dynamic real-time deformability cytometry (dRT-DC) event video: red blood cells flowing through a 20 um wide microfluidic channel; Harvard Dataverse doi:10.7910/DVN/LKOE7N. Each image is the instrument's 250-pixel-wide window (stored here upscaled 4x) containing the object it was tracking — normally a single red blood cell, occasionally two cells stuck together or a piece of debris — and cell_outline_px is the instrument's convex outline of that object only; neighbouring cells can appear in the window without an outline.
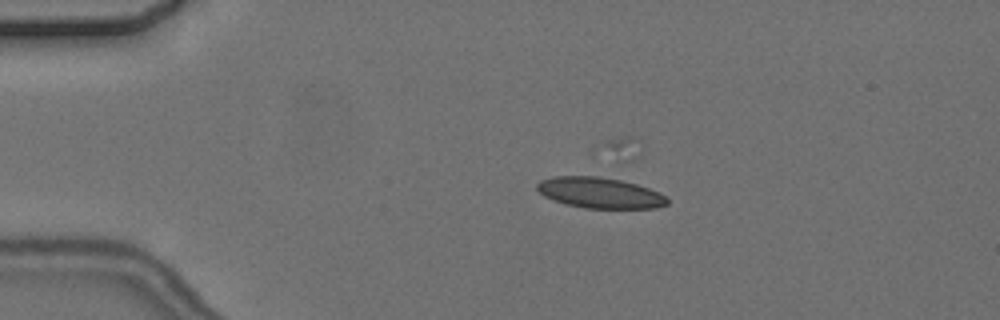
{"species": "common noctule bat (a hibernating species)", "species_latin": "Nyctalus noctula", "temperature_condition": "cold", "stored_images_in_passage": 10, "camera_frame_rate_fps": 3000, "um_per_image_px": 0.085, "animal": {"sex": "female", "body_mass_g": 24.6, "forearm_length_mm": 56.2}, "frame": {"image": 1, "passage_image": 4, "time_ms": 4.333, "image_size_px": [1000, 320], "cell_outline_px": [[668, 204], [656, 208], [584, 208], [564, 204], [544, 196], [536, 188], [536, 184], [540, 180], [552, 176], [592, 172], [636, 184], [660, 192], [668, 200]], "centroid_in_image_um": [50.92, 16.33], "position_along_channel_um": 34.1, "area_um2": 24.33}}
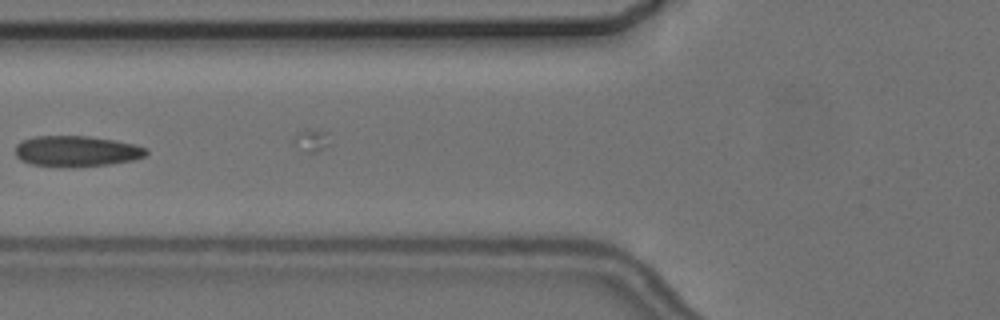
{"frame": {"image": 2, "passage_image": 7, "time_ms": 8.0, "image_size_px": [1000, 320], "cell_outline_px": [[148, 152], [144, 156], [132, 160], [108, 164], [32, 164], [20, 160], [16, 156], [16, 144], [20, 140], [36, 136], [88, 136], [112, 140], [132, 144], [148, 148]], "centroid_in_image_um": [6.48, 12.8], "position_along_channel_um": 119.3, "area_um2": 22.43}}
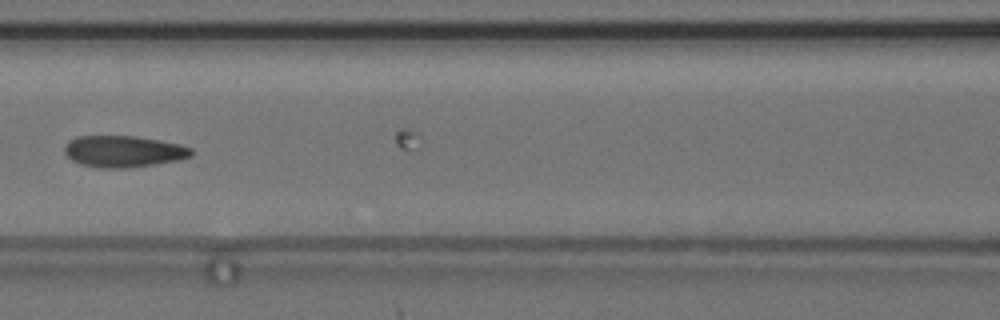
{"frame": {"image": 3, "passage_image": 8, "time_ms": 9.0, "image_size_px": [1000, 320], "cell_outline_px": [[192, 156], [176, 160], [152, 164], [124, 168], [104, 168], [80, 164], [72, 160], [64, 152], [64, 148], [68, 140], [76, 136], [136, 136], [160, 140], [180, 144], [192, 148]], "centroid_in_image_um": [10.47, 12.85], "position_along_channel_um": 156.1, "area_um2": 23.18}}